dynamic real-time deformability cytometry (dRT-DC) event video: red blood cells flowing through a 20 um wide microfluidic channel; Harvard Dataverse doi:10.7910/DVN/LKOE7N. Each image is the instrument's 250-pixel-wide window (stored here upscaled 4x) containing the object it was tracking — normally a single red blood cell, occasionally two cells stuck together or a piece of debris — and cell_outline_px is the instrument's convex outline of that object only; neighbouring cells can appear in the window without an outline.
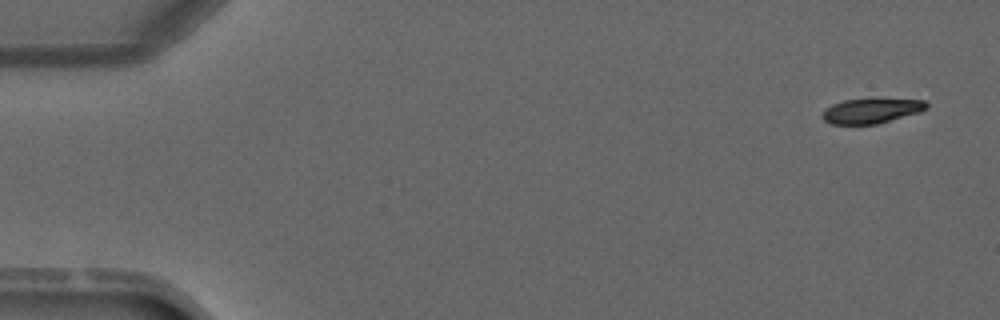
{"species": "common noctule bat (a hibernating species)", "species_latin": "Nyctalus noctula", "temperature_condition": "warm", "stored_images_in_passage": 4, "camera_frame_rate_fps": 3000, "um_per_image_px": 0.085, "animal": {"sex": "male", "forearm_length_mm": 52.5}, "frame": {"image": 1, "passage_image": 1, "time_ms": 0.0, "image_size_px": [1000, 320], "cell_outline_px": [[928, 108], [920, 112], [876, 124], [832, 124], [824, 120], [820, 116], [832, 104], [844, 100], [872, 96], [876, 96], [924, 100], [928, 104]], "centroid_in_image_um": [74.12, 9.36], "position_along_channel_um": 10.9, "area_um2": 15.84}}
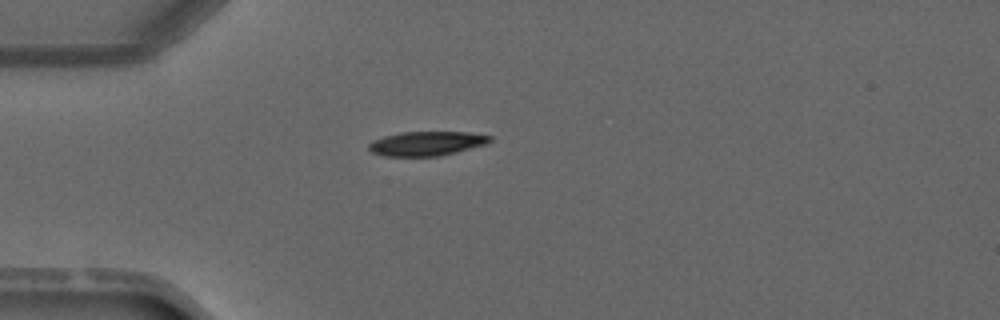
{"frame": {"image": 2, "passage_image": 4, "time_ms": 3.333, "image_size_px": [1000, 320], "cell_outline_px": [[492, 140], [488, 144], [440, 156], [384, 156], [372, 152], [368, 148], [368, 144], [372, 140], [384, 136], [400, 132], [468, 132], [492, 136]], "centroid_in_image_um": [36.27, 12.19], "position_along_channel_um": 48.7, "area_um2": 17.28}}